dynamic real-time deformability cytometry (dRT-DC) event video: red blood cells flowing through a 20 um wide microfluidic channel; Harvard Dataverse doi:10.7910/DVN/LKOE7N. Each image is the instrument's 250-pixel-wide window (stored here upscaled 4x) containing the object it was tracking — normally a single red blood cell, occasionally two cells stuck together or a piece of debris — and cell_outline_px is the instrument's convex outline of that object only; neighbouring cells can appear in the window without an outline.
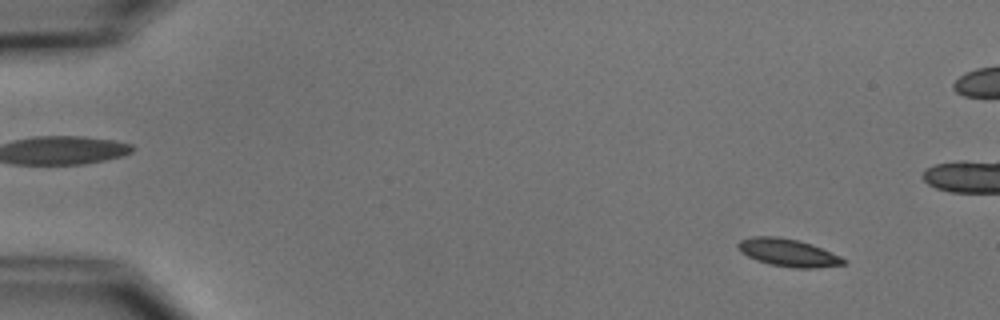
{"species": "common noctule bat (a hibernating species)", "species_latin": "Nyctalus noctula", "temperature_condition": "cold", "stored_images_in_passage": 5, "camera_frame_rate_fps": 3000, "um_per_image_px": 0.085, "animal": {"sex": "male", "body_mass_g": 15.6}, "frame": {"image": 1, "passage_image": 1, "time_ms": 0.0, "image_size_px": [1000, 320], "cell_outline_px": [[848, 264], [816, 268], [792, 268], [768, 264], [756, 260], [740, 252], [736, 244], [740, 240], [752, 236], [780, 236], [800, 240], [812, 244], [840, 256], [848, 260]], "centroid_in_image_um": [67.0, 21.47], "position_along_channel_um": 18.0, "area_um2": 17.34}}